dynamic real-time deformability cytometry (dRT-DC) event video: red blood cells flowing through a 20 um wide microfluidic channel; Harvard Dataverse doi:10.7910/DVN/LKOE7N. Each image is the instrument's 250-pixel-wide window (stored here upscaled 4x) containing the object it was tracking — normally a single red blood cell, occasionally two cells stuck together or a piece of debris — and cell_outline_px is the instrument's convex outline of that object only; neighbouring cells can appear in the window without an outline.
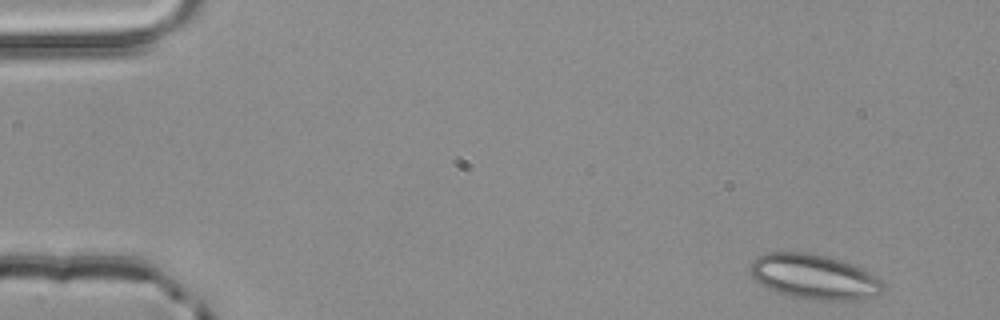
{"species": "common noctule bat (a hibernating species)", "species_latin": "Nyctalus noctula", "temperature_condition": "room temperature", "stored_images_in_passage": 4, "camera_frame_rate_fps": 3000, "um_per_image_px": 0.085, "animal": {"sex": "male", "body_mass_g": 20.4}, "frame": {"image": 1, "passage_image": 1, "time_ms": 0.0, "image_size_px": [1000, 320], "cell_outline_px": [[888, 288], [876, 296], [856, 300], [820, 300], [792, 296], [768, 288], [756, 280], [752, 276], [748, 268], [748, 264], [756, 256], [764, 252], [808, 252], [824, 256], [860, 268], [876, 276]], "centroid_in_image_um": [69.18, 23.52], "position_along_channel_um": 15.8, "area_um2": 34.62}}